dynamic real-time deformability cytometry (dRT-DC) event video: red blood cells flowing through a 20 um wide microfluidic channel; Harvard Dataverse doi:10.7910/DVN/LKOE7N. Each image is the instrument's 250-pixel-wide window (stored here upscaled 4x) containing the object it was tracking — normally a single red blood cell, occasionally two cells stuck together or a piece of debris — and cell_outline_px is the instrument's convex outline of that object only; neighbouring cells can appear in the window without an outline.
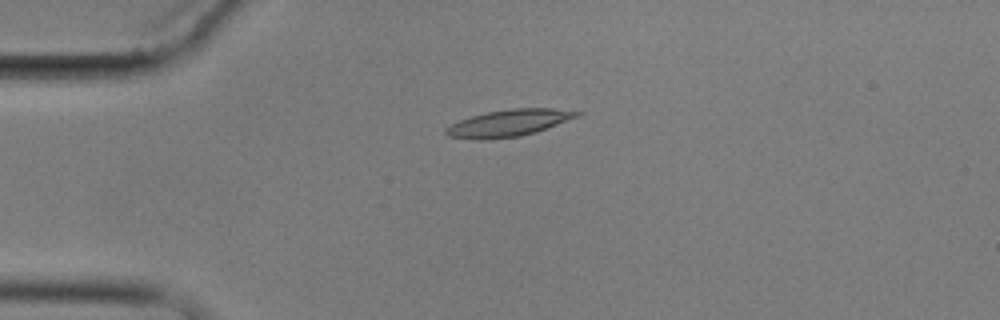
{"species": "common noctule bat (a hibernating species)", "species_latin": "Nyctalus noctula", "temperature_condition": "cold", "stored_images_in_passage": 2, "camera_frame_rate_fps": 3000, "um_per_image_px": 0.085, "animal": {"sex": "male", "body_mass_g": 17.9}, "frame": {"image": 1, "passage_image": 1, "time_ms": 0.0, "image_size_px": [1000, 320], "cell_outline_px": [[584, 112], [580, 116], [536, 132], [520, 136], [488, 140], [476, 140], [448, 136], [444, 132], [444, 128], [460, 120], [472, 116], [488, 112], [512, 108], [552, 108]], "centroid_in_image_um": [43.25, 10.46], "position_along_channel_um": 41.7, "area_um2": 20.58}}